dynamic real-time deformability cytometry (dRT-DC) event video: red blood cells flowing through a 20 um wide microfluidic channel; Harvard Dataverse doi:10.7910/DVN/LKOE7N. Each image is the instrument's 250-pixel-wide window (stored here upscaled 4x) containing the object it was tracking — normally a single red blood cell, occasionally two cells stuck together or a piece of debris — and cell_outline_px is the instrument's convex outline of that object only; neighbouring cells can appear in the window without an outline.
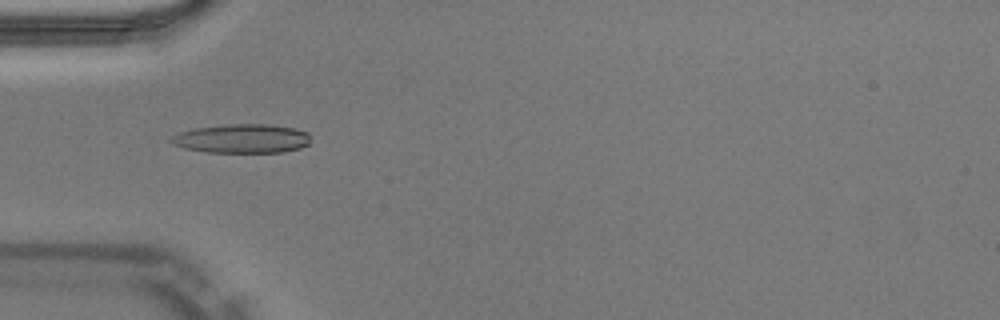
{"species": "Egyptian fruit bat (a non-hibernating species)", "species_latin": "Rousettus aegyptiacus", "temperature_condition": "warm", "stored_images_in_passage": 42, "camera_frame_rate_fps": 3000, "um_per_image_px": 0.085, "animal": {"sex": "male"}, "frame": {"image": 1, "passage_image": 8, "time_ms": 2.333, "image_size_px": [1000, 320], "cell_outline_px": [[308, 144], [300, 148], [284, 152], [204, 152], [184, 148], [172, 144], [168, 140], [172, 136], [180, 132], [196, 128], [228, 124], [264, 124], [296, 128], [308, 132]], "centroid_in_image_um": [20.54, 11.78], "position_along_channel_um": 64.5, "area_um2": 23.52}}
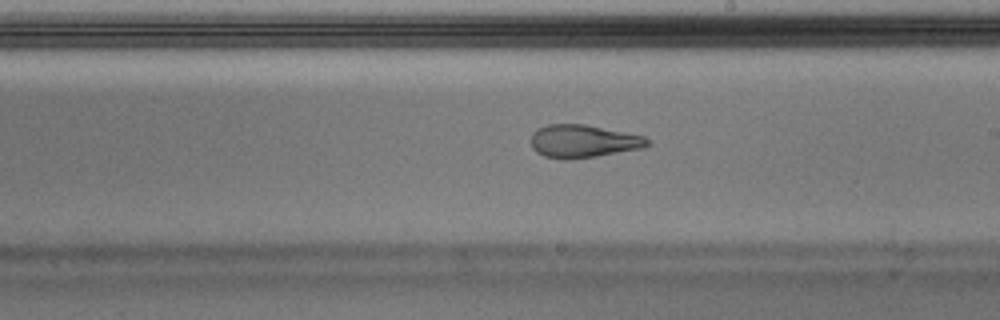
{"frame": {"image": 2, "passage_image": 21, "time_ms": 6.667, "image_size_px": [1000, 320], "cell_outline_px": [[652, 144], [644, 148], [596, 156], [568, 160], [564, 160], [544, 156], [536, 152], [532, 148], [532, 132], [536, 128], [548, 124], [584, 124], [644, 136]], "centroid_in_image_um": [49.56, 12.01], "position_along_channel_um": 239.4, "area_um2": 22.43}}
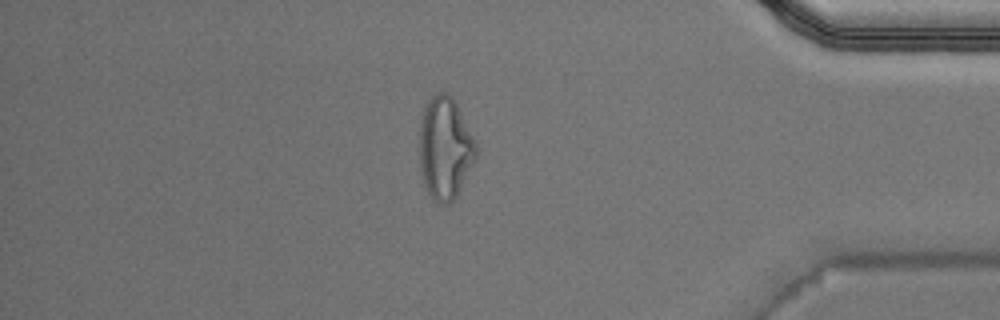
{"frame": {"image": 3, "passage_image": 35, "time_ms": 11.333, "image_size_px": [1000, 320], "cell_outline_px": [[476, 160], [456, 196], [448, 204], [440, 204], [432, 200], [424, 184], [420, 168], [420, 124], [424, 104], [436, 92], [448, 92], [452, 96], [476, 140]], "centroid_in_image_um": [37.83, 12.58], "position_along_channel_um": 397.4, "area_um2": 33.99}, "authors_computed_cell_mechanics": {"area_um2": 22.7443, "velocity_mm_per_s": 4.0499, "shape_relaxation_time_tau1_ms": null, "shape_relaxation_time_tau2_ms": 1.4265, "deformation_change_tau1": null, "deformation_change_tau2": 0.095}}